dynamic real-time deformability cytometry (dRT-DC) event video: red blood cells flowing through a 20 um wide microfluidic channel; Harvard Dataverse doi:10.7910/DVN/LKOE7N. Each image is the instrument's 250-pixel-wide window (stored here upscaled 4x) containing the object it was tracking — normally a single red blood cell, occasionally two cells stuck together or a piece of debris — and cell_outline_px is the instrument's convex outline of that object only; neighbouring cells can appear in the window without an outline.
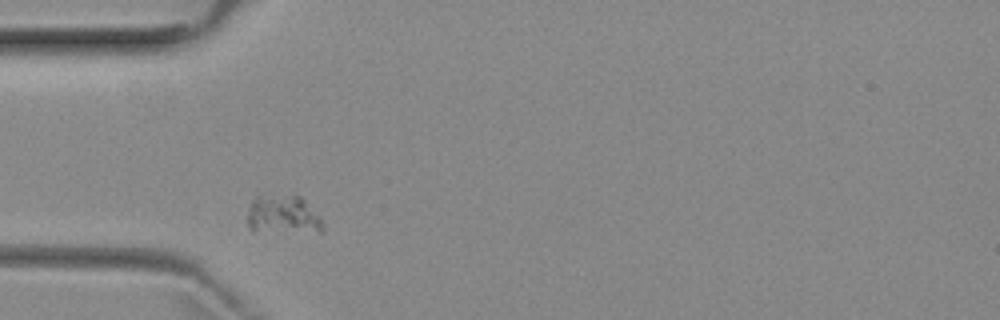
{"species": "common noctule bat (a hibernating species)", "species_latin": "Nyctalus noctula", "temperature_condition": "room temperature", "stored_images_in_passage": 2, "camera_frame_rate_fps": 3000, "um_per_image_px": 0.085, "animal": {"sex": "female", "body_mass_g": 29.2, "forearm_length_mm": 56.3}, "frame": {"image": 1, "passage_image": 1, "time_ms": 0.0, "image_size_px": [1000, 320], "cell_outline_px": [[324, 232], [252, 232], [248, 228], [248, 212], [252, 200], [256, 196], [300, 196], [320, 216], [324, 224]], "centroid_in_image_um": [24.06, 18.31], "position_along_channel_um": 60.9, "area_um2": 17.22}}
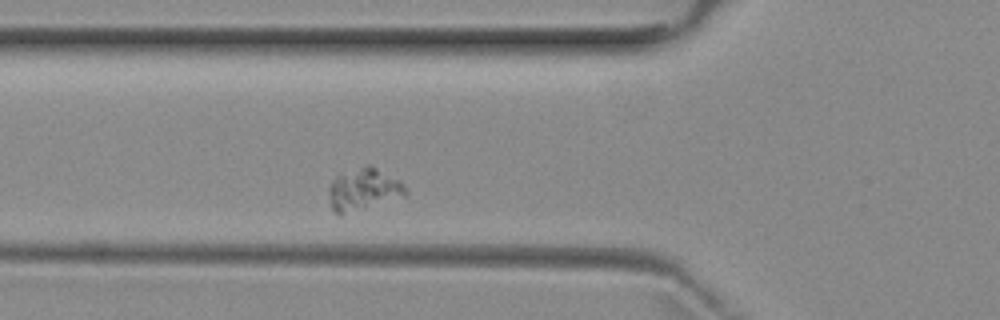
{"frame": {"image": 2, "passage_image": 2, "time_ms": 1.0, "image_size_px": [1000, 320], "cell_outline_px": [[408, 192], [404, 196], [340, 216], [328, 204], [328, 188], [332, 180], [340, 172], [364, 164], [368, 164], [400, 180], [404, 184]], "centroid_in_image_um": [30.85, 16.09], "position_along_channel_um": 95.0, "area_um2": 19.25}}